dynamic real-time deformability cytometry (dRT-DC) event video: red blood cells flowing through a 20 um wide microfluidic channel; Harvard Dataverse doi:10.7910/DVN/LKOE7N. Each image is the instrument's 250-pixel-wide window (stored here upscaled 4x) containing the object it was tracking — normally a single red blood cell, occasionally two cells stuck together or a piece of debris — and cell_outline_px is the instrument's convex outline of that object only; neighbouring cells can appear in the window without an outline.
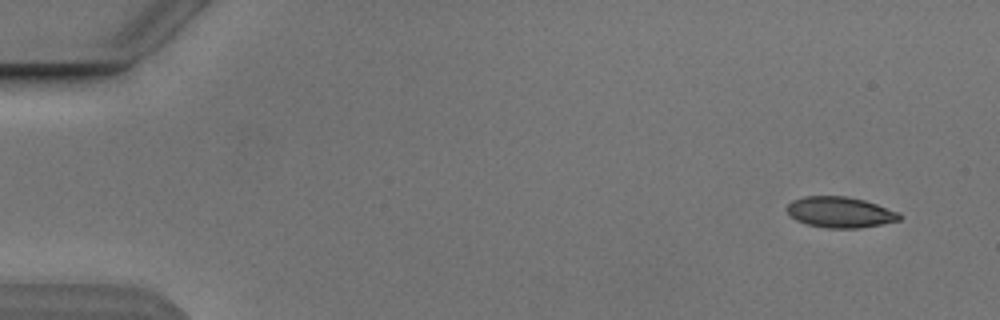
{"species": "Egyptian fruit bat (a non-hibernating species)", "species_latin": "Rousettus aegyptiacus", "temperature_condition": "cold", "stored_images_in_passage": 5, "segment_of_instrument_passage": [1, 2], "camera_frame_rate_fps": 3000, "um_per_image_px": 0.085, "animal": {"sex": "male"}, "frame": {"image": 1, "passage_image": 1, "time_ms": 0.0, "image_size_px": [1000, 320], "cell_outline_px": [[904, 216], [900, 220], [860, 228], [828, 228], [808, 224], [796, 220], [788, 216], [784, 208], [792, 200], [804, 196], [848, 196], [864, 200], [900, 212]], "centroid_in_image_um": [71.38, 18.03], "position_along_channel_um": 13.6, "area_um2": 20.46}}